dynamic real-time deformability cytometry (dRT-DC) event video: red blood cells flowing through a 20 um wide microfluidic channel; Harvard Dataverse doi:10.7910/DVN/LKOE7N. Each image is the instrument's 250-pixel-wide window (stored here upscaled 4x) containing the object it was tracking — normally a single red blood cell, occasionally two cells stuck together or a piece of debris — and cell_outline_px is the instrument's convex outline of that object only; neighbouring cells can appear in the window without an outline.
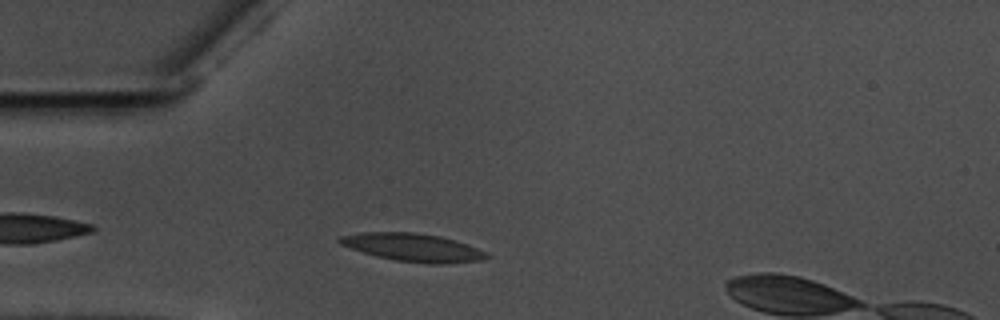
{"species": "common noctule bat (a hibernating species)", "species_latin": "Nyctalus noctula", "temperature_condition": "warm", "stored_images_in_passage": 35, "camera_frame_rate_fps": 3000, "um_per_image_px": 0.085, "animal": {"sex": "male", "body_mass_g": 17.5, "forearm_length_mm": 52.3}, "frame": {"image": 1, "passage_image": 4, "time_ms": 1.0, "image_size_px": [1000, 320], "cell_outline_px": [[492, 256], [480, 260], [444, 264], [432, 264], [396, 260], [376, 256], [340, 244], [336, 240], [340, 236], [364, 232], [416, 232], [440, 236], [456, 240], [488, 252]], "centroid_in_image_um": [35.14, 21.03], "position_along_channel_um": 49.9, "area_um2": 23.93}}
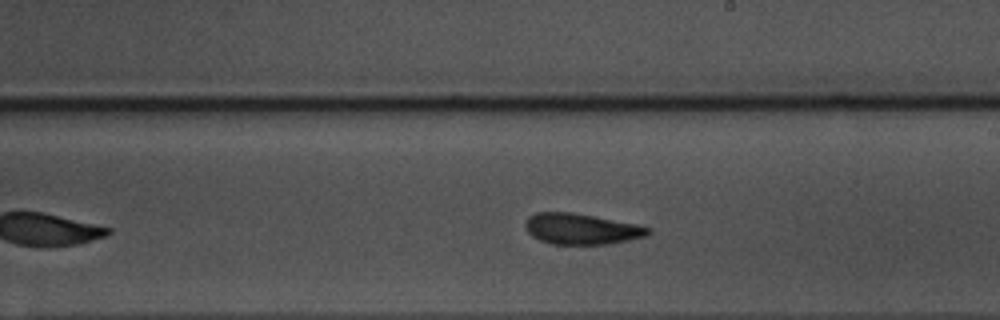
{"frame": {"image": 2, "passage_image": 21, "time_ms": 6.667, "image_size_px": [1000, 320], "cell_outline_px": [[652, 232], [648, 236], [608, 244], [552, 244], [540, 240], [532, 236], [528, 232], [524, 224], [524, 220], [528, 216], [536, 212], [572, 212], [636, 224], [652, 228]], "centroid_in_image_um": [49.41, 19.45], "position_along_channel_um": 239.6, "area_um2": 22.2}}
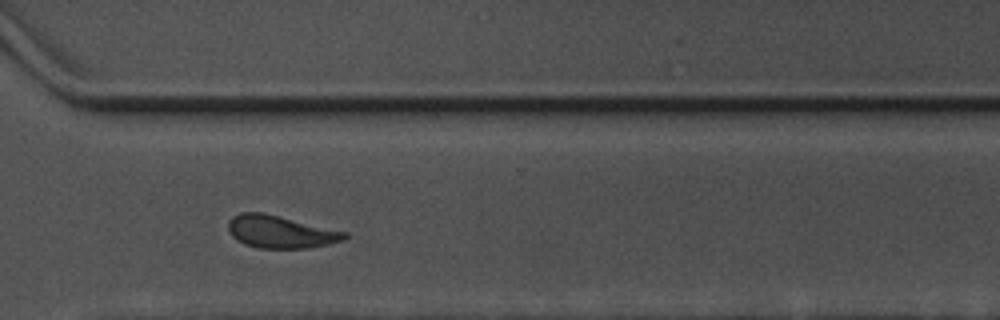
{"frame": {"image": 3, "passage_image": 30, "time_ms": 9.667, "image_size_px": [1000, 320], "cell_outline_px": [[348, 236], [344, 240], [328, 244], [308, 248], [260, 248], [244, 244], [232, 236], [228, 232], [228, 220], [232, 216], [240, 212], [264, 212], [348, 232]], "centroid_in_image_um": [23.83, 19.69], "position_along_channel_um": 346.8, "area_um2": 22.25}, "authors_computed_cell_mechanics": {"area_um2": 22.1952, "velocity_mm_per_s": 3.5626, "shape_relaxation_time_tau1_ms": null, "shape_relaxation_time_tau2_ms": 3.2167, "deformation_change_tau1": null, "deformation_change_tau2": 0.1108}}